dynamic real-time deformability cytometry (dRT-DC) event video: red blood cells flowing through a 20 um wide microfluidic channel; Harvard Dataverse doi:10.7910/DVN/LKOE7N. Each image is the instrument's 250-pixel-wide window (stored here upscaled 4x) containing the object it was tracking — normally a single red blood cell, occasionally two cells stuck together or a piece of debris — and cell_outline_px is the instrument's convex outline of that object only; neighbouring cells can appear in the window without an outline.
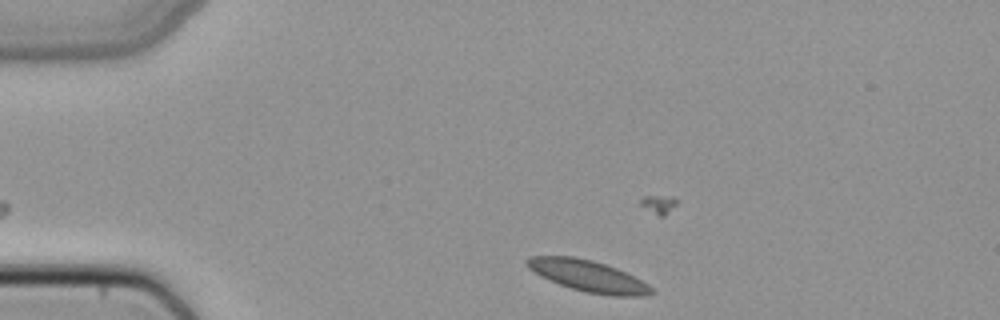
{"species": "common noctule bat (a hibernating species)", "species_latin": "Nyctalus noctula", "temperature_condition": "cold", "stored_images_in_passage": 36, "camera_frame_rate_fps": 3000, "um_per_image_px": 0.085, "animal": {"sex": "female", "body_mass_g": 22.7, "forearm_length_mm": 54.2}, "frame": {"image": 1, "passage_image": 1, "time_ms": 0.0, "image_size_px": [1000, 320], "cell_outline_px": [[656, 292], [644, 296], [612, 296], [584, 292], [548, 280], [540, 276], [528, 268], [524, 264], [524, 260], [528, 256], [572, 256], [592, 260], [616, 268], [648, 284]], "centroid_in_image_um": [49.94, 23.46], "position_along_channel_um": 35.1, "area_um2": 22.77}}
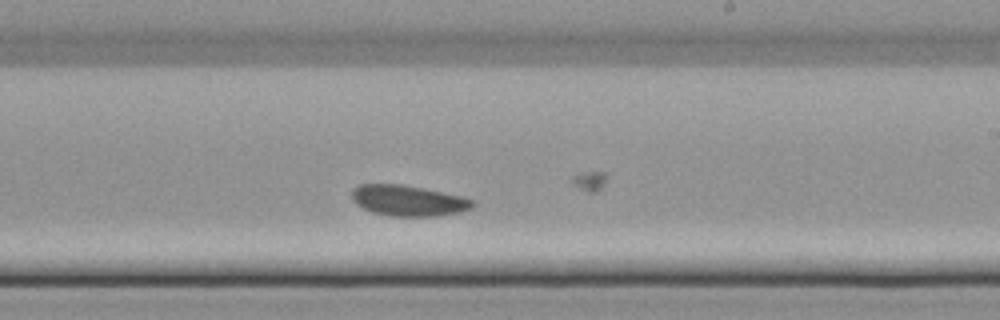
{"frame": {"image": 2, "passage_image": 21, "time_ms": 6.667, "image_size_px": [1000, 320], "cell_outline_px": [[476, 204], [472, 208], [460, 212], [436, 216], [392, 216], [372, 212], [356, 204], [352, 200], [352, 188], [360, 184], [400, 184], [424, 188], [464, 196], [476, 200]], "centroid_in_image_um": [34.74, 17.04], "position_along_channel_um": 254.3, "area_um2": 21.91}}
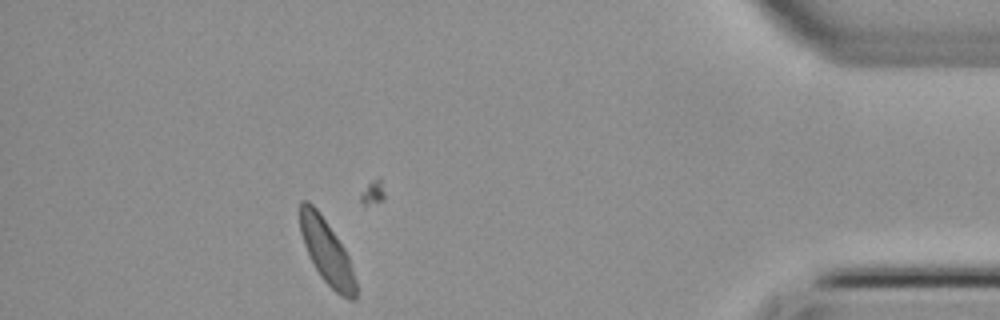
{"frame": {"image": 3, "passage_image": 36, "time_ms": 11.667, "image_size_px": [1000, 320], "cell_outline_px": [[356, 300], [348, 300], [340, 296], [320, 276], [304, 244], [300, 232], [300, 200], [308, 200], [320, 212], [344, 248], [348, 256], [356, 280]], "centroid_in_image_um": [27.78, 21.4], "position_along_channel_um": 407.4, "area_um2": 20.75}}